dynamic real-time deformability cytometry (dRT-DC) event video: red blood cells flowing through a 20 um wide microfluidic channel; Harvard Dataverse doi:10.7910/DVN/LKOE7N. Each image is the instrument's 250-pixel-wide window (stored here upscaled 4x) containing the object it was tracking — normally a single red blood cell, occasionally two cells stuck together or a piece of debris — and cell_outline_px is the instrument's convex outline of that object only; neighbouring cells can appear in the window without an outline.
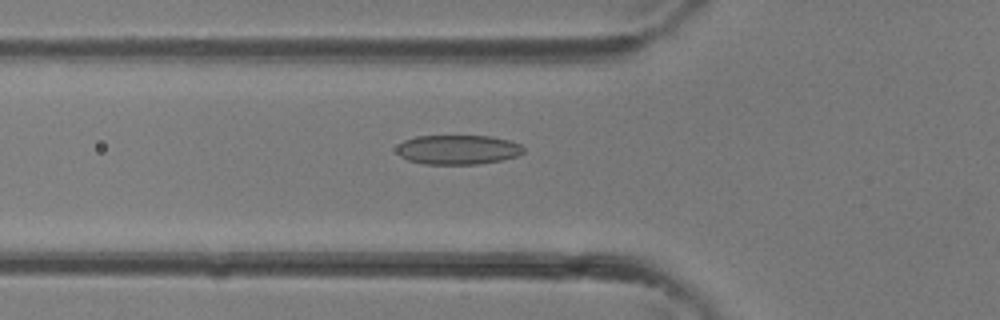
{"species": "common noctule bat (a hibernating species)", "species_latin": "Nyctalus noctula", "temperature_condition": "room temperature", "stored_images_in_passage": 36, "camera_frame_rate_fps": 3000, "um_per_image_px": 0.085, "animal": {"sex": "female"}, "frame": {"image": 1, "passage_image": 13, "time_ms": 4.0, "image_size_px": [1000, 320], "cell_outline_px": [[524, 152], [516, 156], [500, 160], [476, 164], [424, 164], [408, 160], [400, 156], [396, 152], [396, 148], [404, 140], [416, 136], [492, 136], [512, 140], [520, 144], [524, 148]], "centroid_in_image_um": [38.92, 12.71], "position_along_channel_um": 86.9, "area_um2": 21.85}}
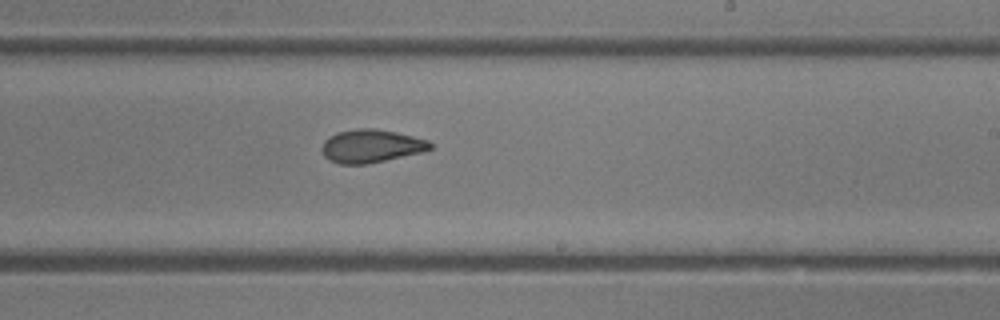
{"frame": {"image": 2, "passage_image": 22, "time_ms": 7.0, "image_size_px": [1000, 320], "cell_outline_px": [[432, 148], [424, 152], [368, 164], [340, 164], [328, 160], [324, 156], [320, 148], [324, 140], [328, 136], [336, 132], [360, 128], [376, 128], [396, 132], [428, 140], [432, 144]], "centroid_in_image_um": [31.52, 12.42], "position_along_channel_um": 257.5, "area_um2": 21.21}}
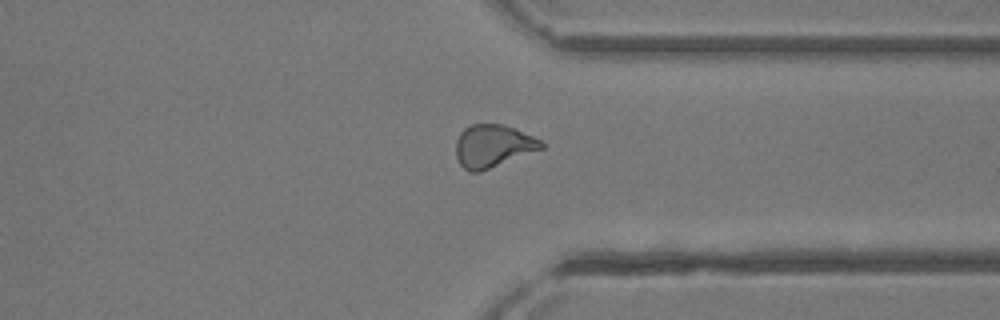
{"frame": {"image": 3, "passage_image": 28, "time_ms": 9.0, "image_size_px": [1000, 320], "cell_outline_px": [[544, 148], [480, 172], [472, 172], [464, 168], [460, 164], [456, 156], [456, 140], [460, 132], [464, 128], [472, 124], [500, 124], [512, 128], [532, 136], [540, 140], [544, 144]], "centroid_in_image_um": [41.87, 12.42], "position_along_channel_um": 369.5, "area_um2": 21.04}}